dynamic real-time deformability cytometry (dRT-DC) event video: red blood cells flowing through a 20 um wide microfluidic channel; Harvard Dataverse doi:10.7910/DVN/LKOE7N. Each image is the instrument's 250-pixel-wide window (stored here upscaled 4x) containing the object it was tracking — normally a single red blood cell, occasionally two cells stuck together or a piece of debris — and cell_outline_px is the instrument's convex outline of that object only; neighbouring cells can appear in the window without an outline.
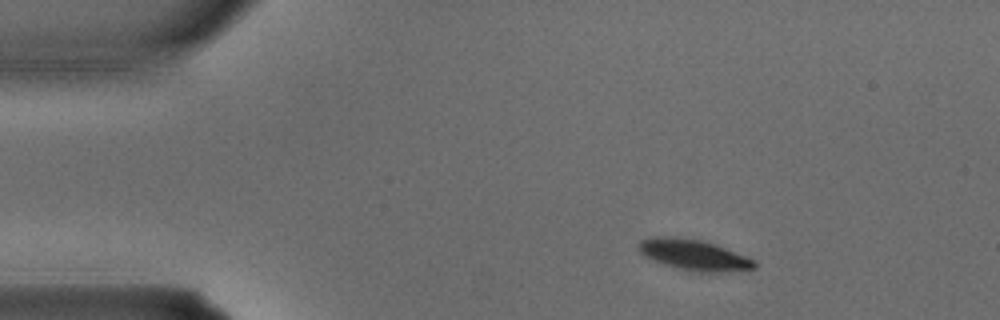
{"species": "common noctule bat (a hibernating species)", "species_latin": "Nyctalus noctula", "temperature_condition": "warm", "stored_images_in_passage": 2, "camera_frame_rate_fps": 3000, "um_per_image_px": 0.085, "animal": {"sex": "male", "body_mass_g": 15.6}, "frame": {"image": 1, "passage_image": 1, "time_ms": 0.0, "image_size_px": [1000, 320], "cell_outline_px": [[756, 268], [712, 272], [700, 272], [680, 268], [644, 256], [640, 252], [640, 240], [656, 236], [676, 236], [700, 240], [716, 244], [756, 260]], "centroid_in_image_um": [59.01, 21.64], "position_along_channel_um": 26.0, "area_um2": 20.23}}